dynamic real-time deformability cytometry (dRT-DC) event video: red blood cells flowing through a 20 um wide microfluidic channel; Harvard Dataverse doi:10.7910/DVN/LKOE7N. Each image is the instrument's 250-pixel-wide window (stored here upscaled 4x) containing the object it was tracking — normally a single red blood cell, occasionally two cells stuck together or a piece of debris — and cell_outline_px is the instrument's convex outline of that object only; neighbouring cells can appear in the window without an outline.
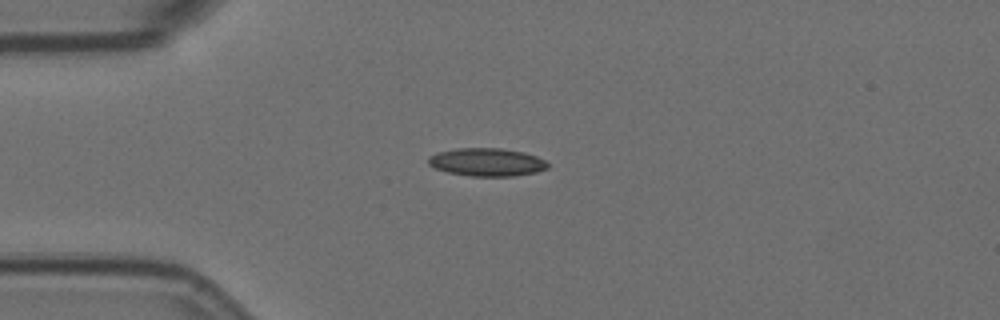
{"species": "Egyptian fruit bat (a non-hibernating species)", "species_latin": "Rousettus aegyptiacus", "temperature_condition": "room temperature", "stored_images_in_passage": 44, "camera_frame_rate_fps": 3000, "um_per_image_px": 0.085, "animal": {"sex": "female"}, "frame": {"image": 1, "passage_image": 1, "time_ms": 0.0, "image_size_px": [1000, 320], "cell_outline_px": [[548, 168], [536, 172], [512, 176], [468, 176], [448, 172], [436, 168], [428, 164], [428, 156], [436, 152], [456, 148], [500, 148], [524, 152], [536, 156], [544, 160], [548, 164]], "centroid_in_image_um": [41.35, 13.77], "position_along_channel_um": 43.6, "area_um2": 19.54}}
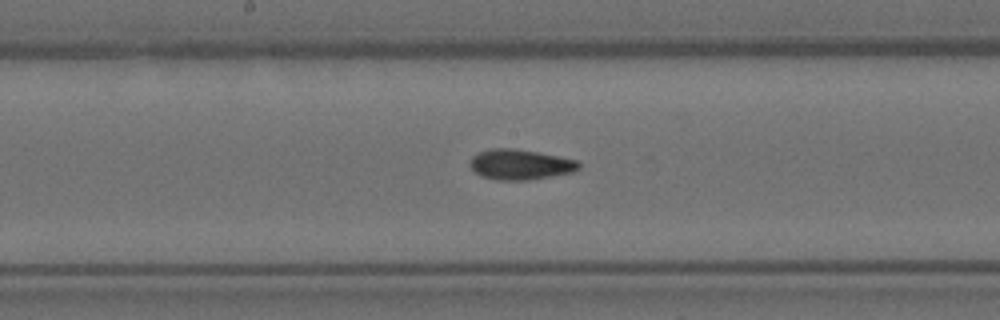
{"frame": {"image": 2, "passage_image": 16, "time_ms": 5.0, "image_size_px": [1000, 320], "cell_outline_px": [[580, 168], [572, 172], [552, 176], [528, 180], [496, 180], [480, 176], [468, 164], [472, 156], [480, 152], [492, 148], [512, 148], [536, 152], [576, 160], [580, 164]], "centroid_in_image_um": [44.18, 13.99], "position_along_channel_um": 204.0, "area_um2": 19.07}}
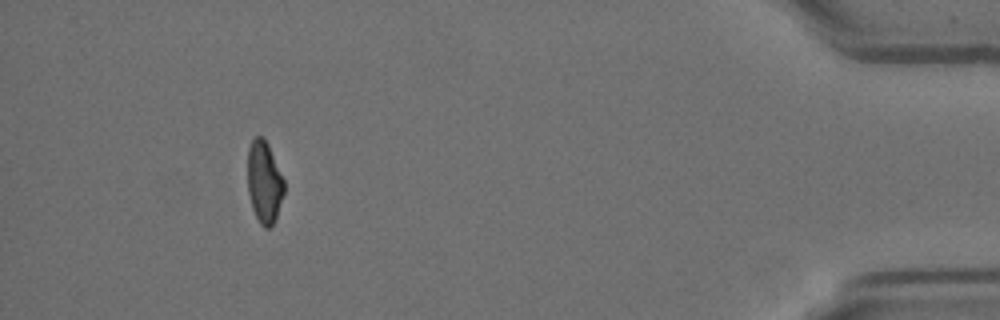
{"frame": {"image": 3, "passage_image": 39, "time_ms": 12.667, "image_size_px": [1000, 320], "cell_outline_px": [[284, 192], [276, 220], [268, 228], [264, 228], [260, 224], [252, 208], [248, 192], [248, 148], [252, 140], [256, 136], [264, 136], [268, 144], [284, 180]], "centroid_in_image_um": [22.46, 15.48], "position_along_channel_um": 412.7, "area_um2": 17.46}, "authors_computed_cell_mechanics": {"area_um2": 18.496, "velocity_mm_per_s": 3.5691, "shape_relaxation_time_tau1_ms": null, "shape_relaxation_time_tau2_ms": 2.694, "deformation_change_tau1": null, "deformation_change_tau2": 0.0927}}